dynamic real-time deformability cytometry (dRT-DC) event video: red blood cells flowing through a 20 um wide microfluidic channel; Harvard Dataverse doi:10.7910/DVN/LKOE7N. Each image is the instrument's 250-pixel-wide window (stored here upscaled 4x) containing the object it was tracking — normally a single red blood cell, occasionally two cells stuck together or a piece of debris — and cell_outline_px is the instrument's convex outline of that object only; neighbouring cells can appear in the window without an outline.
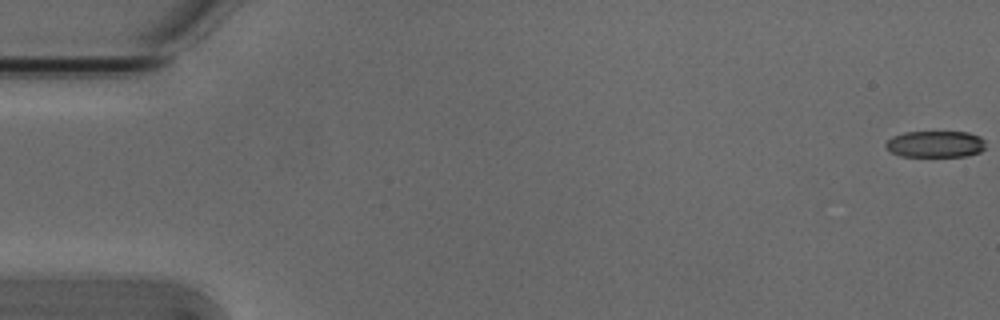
{"species": "Egyptian fruit bat (a non-hibernating species)", "species_latin": "Rousettus aegyptiacus", "temperature_condition": "cold", "stored_images_in_passage": 27, "camera_frame_rate_fps": 3000, "um_per_image_px": 0.085, "animal": {"sex": "male"}, "frame": {"image": 1, "passage_image": 1, "time_ms": 0.0, "image_size_px": [1000, 320], "cell_outline_px": [[984, 148], [980, 152], [968, 156], [900, 156], [892, 152], [884, 144], [892, 136], [904, 132], [968, 132], [980, 136], [984, 140]], "centroid_in_image_um": [79.52, 12.24], "position_along_channel_um": 5.5, "area_um2": 15.43}}
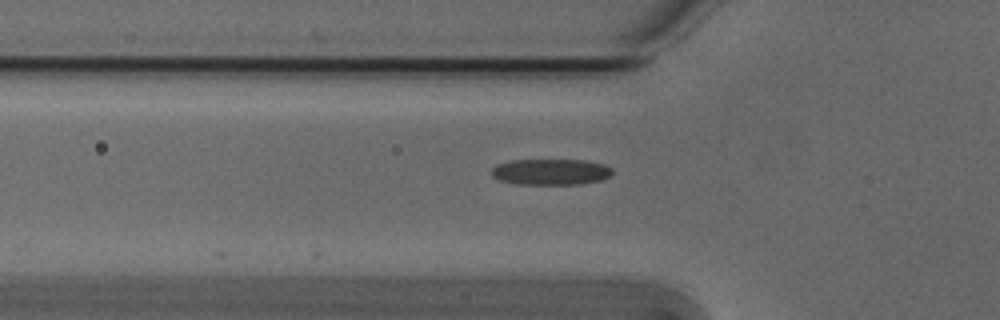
{"frame": {"image": 2, "passage_image": 19, "time_ms": 6.0, "image_size_px": [1000, 320], "cell_outline_px": [[612, 172], [608, 176], [600, 180], [580, 184], [516, 184], [500, 180], [492, 176], [492, 168], [496, 164], [508, 160], [584, 160], [604, 164], [612, 168]], "centroid_in_image_um": [46.78, 14.6], "position_along_channel_um": 79.0, "area_um2": 18.32}}
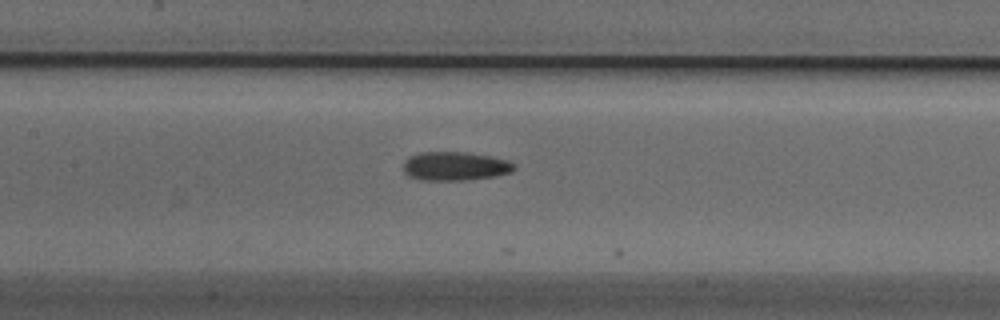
{"frame": {"image": 3, "passage_image": 26, "time_ms": 8.333, "image_size_px": [1000, 320], "cell_outline_px": [[516, 168], [512, 172], [496, 176], [464, 180], [424, 180], [408, 176], [404, 172], [404, 160], [420, 152], [464, 152], [488, 156], [508, 160]], "centroid_in_image_um": [38.68, 14.13], "position_along_channel_um": 168.7, "area_um2": 18.44}}